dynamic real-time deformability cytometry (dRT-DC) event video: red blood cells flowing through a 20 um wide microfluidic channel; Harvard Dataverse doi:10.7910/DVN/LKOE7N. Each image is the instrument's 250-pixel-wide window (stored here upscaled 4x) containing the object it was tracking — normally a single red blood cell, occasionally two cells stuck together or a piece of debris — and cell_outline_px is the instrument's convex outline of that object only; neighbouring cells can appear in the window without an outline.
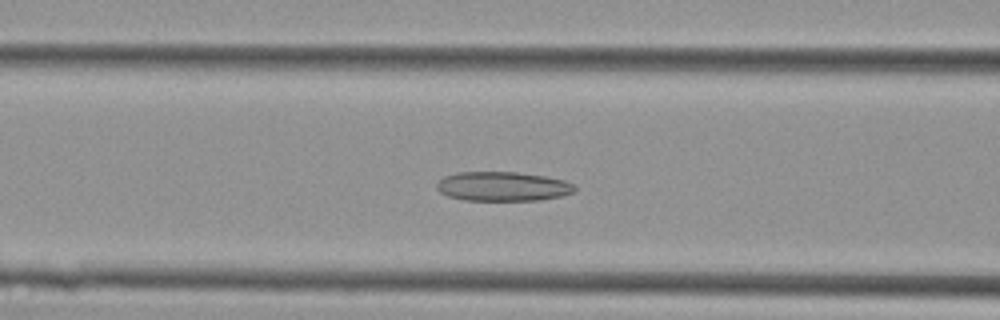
{"species": "Egyptian fruit bat (a non-hibernating species)", "species_latin": "Rousettus aegyptiacus", "temperature_condition": "cold", "stored_images_in_passage": 27, "camera_frame_rate_fps": 3000, "um_per_image_px": 0.085, "animal": {"sex": "female"}, "frame": {"image": 1, "passage_image": 6, "time_ms": 1.667, "image_size_px": [1000, 320], "cell_outline_px": [[576, 188], [572, 192], [560, 196], [540, 200], [464, 200], [448, 196], [440, 192], [436, 188], [436, 184], [444, 176], [456, 172], [516, 172], [544, 176], [564, 180], [572, 184]], "centroid_in_image_um": [42.69, 15.84], "position_along_channel_um": 123.9, "area_um2": 23.47}}
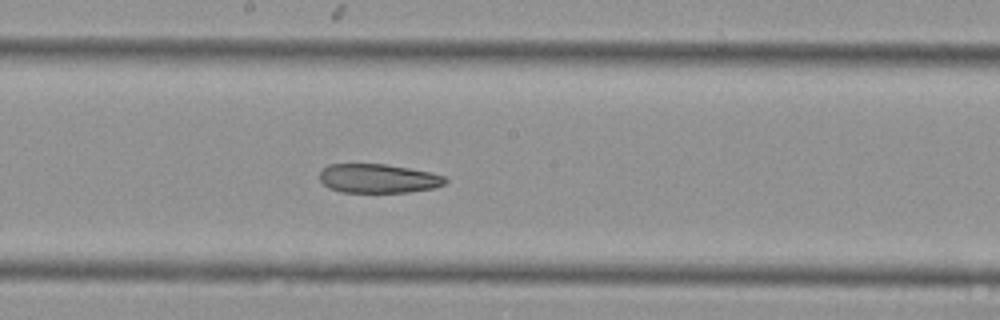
{"frame": {"image": 2, "passage_image": 12, "time_ms": 3.667, "image_size_px": [1000, 320], "cell_outline_px": [[448, 180], [444, 184], [436, 188], [408, 192], [340, 192], [328, 188], [320, 180], [320, 172], [328, 164], [384, 164], [432, 172], [444, 176]], "centroid_in_image_um": [32.16, 15.17], "position_along_channel_um": 216.0, "area_um2": 21.33}}
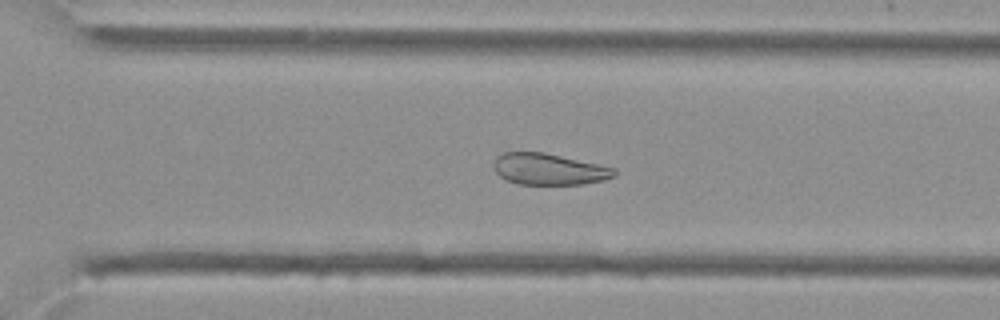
{"frame": {"image": 3, "passage_image": 19, "time_ms": 6.0, "image_size_px": [1000, 320], "cell_outline_px": [[616, 176], [604, 180], [584, 184], [520, 184], [508, 180], [500, 176], [496, 172], [492, 164], [496, 156], [504, 152], [544, 152], [616, 168]], "centroid_in_image_um": [46.66, 14.37], "position_along_channel_um": 323.9, "area_um2": 22.08}}